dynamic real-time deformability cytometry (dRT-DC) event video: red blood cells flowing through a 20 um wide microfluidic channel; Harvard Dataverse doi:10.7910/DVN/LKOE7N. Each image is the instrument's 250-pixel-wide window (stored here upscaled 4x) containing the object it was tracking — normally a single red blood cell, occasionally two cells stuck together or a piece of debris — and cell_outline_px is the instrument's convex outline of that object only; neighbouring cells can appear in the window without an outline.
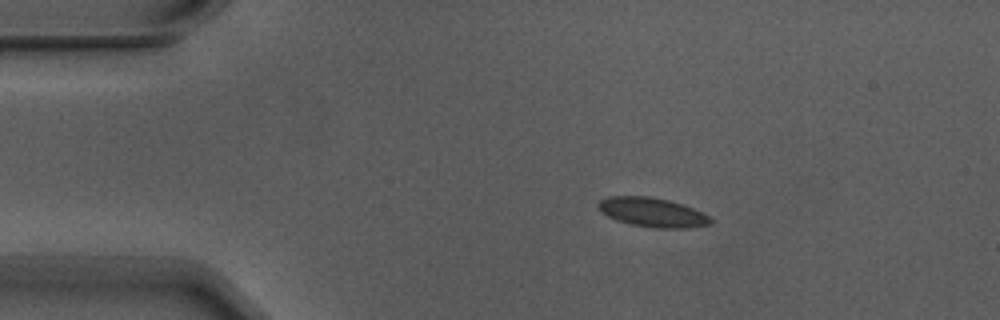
{"species": "Egyptian fruit bat (a non-hibernating species)", "species_latin": "Rousettus aegyptiacus", "temperature_condition": "warm", "stored_images_in_passage": 5, "camera_frame_rate_fps": 3000, "um_per_image_px": 0.085, "animal": {"sex": "male"}, "frame": {"image": 1, "passage_image": 1, "time_ms": 0.0, "image_size_px": [1000, 320], "cell_outline_px": [[712, 224], [688, 228], [656, 228], [632, 224], [616, 220], [600, 212], [596, 204], [600, 200], [608, 196], [648, 196], [668, 200], [692, 208], [708, 216], [712, 220]], "centroid_in_image_um": [55.41, 18.05], "position_along_channel_um": 29.6, "area_um2": 19.02}}
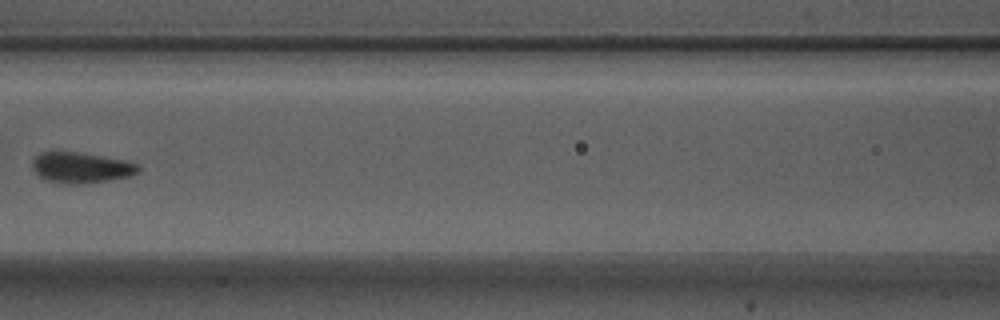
{"frame": {"image": 2, "passage_image": 5, "time_ms": 1.333, "image_size_px": [1000, 320], "cell_outline_px": [[140, 172], [128, 176], [84, 184], [64, 184], [44, 180], [32, 168], [32, 160], [40, 152], [76, 152], [128, 160], [136, 164], [140, 168]], "centroid_in_image_um": [6.88, 14.25], "position_along_channel_um": 159.7, "area_um2": 18.96}}